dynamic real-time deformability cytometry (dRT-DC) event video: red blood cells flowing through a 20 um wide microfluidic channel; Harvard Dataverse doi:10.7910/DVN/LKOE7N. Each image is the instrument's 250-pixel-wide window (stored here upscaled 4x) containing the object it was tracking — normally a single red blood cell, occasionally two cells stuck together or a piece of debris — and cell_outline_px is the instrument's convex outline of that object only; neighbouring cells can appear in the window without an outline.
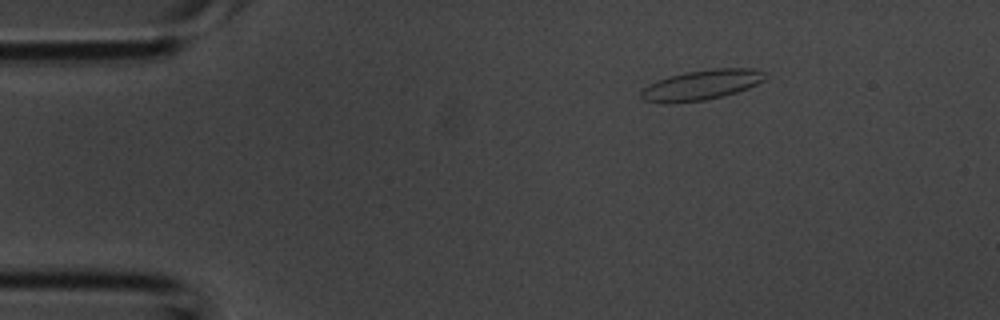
{"species": "common noctule bat (a hibernating species)", "species_latin": "Nyctalus noctula", "temperature_condition": "room temperature", "stored_images_in_passage": 2, "camera_frame_rate_fps": 3000, "um_per_image_px": 0.085, "animal": {"sex": "male", "body_mass_g": 20.1, "forearm_length_mm": 53.5}, "frame": {"image": 1, "passage_image": 1, "time_ms": 0.0, "image_size_px": [1000, 320], "cell_outline_px": [[764, 80], [748, 88], [724, 96], [704, 100], [672, 104], [664, 104], [644, 100], [640, 96], [640, 92], [648, 84], [668, 76], [684, 72], [712, 68], [752, 68], [764, 72]], "centroid_in_image_um": [59.58, 7.23], "position_along_channel_um": 25.4, "area_um2": 21.91}}